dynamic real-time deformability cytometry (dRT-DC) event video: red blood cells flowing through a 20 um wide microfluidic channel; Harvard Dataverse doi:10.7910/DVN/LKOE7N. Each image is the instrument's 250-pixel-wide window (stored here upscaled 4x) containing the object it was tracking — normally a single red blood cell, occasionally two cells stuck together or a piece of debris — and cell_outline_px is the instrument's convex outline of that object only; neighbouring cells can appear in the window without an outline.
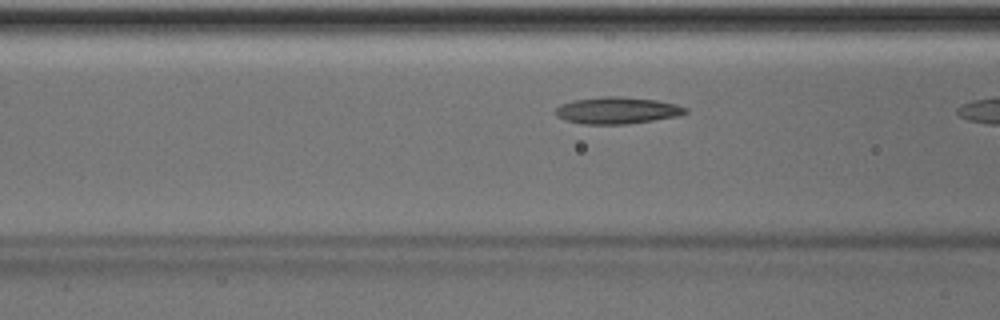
{"species": "Egyptian fruit bat (a non-hibernating species)", "species_latin": "Rousettus aegyptiacus", "temperature_condition": "room temperature", "stored_images_in_passage": 7, "camera_frame_rate_fps": 3000, "um_per_image_px": 0.085, "animal": {"sex": "male"}, "frame": {"image": 1, "passage_image": 6, "time_ms": 1.667, "image_size_px": [1000, 320], "cell_outline_px": [[688, 112], [676, 116], [652, 120], [624, 124], [584, 124], [564, 120], [556, 116], [556, 108], [560, 104], [572, 100], [604, 96], [620, 96], [656, 100], [676, 104], [688, 108]], "centroid_in_image_um": [52.42, 9.38], "position_along_channel_um": 114.2, "area_um2": 20.23}}